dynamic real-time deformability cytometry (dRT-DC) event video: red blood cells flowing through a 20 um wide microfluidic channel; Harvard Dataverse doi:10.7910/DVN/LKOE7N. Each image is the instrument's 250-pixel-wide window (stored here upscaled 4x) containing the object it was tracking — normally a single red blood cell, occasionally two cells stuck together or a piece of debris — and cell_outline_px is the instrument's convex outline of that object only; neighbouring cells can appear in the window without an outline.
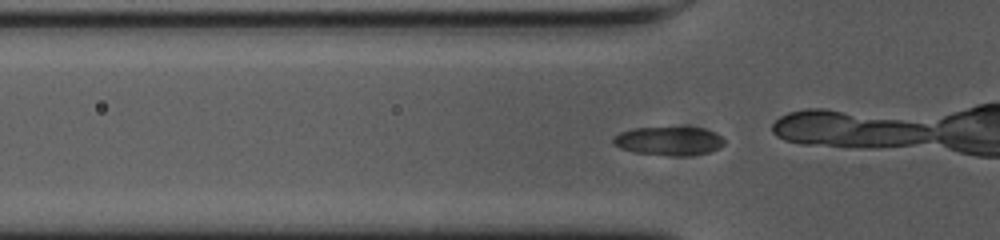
{"species": "common noctule bat (a hibernating species)", "species_latin": "Nyctalus noctula", "temperature_condition": "cold", "stored_images_in_passage": 37, "camera_frame_rate_fps": 3000, "um_per_image_px": 0.085, "animal": {"sex": "female", "body_mass_g": 23.0, "forearm_length_mm": 53.4}, "frame": {"image": 1, "passage_image": 6, "time_ms": 1.667, "image_size_px": [1000, 240], "cell_outline_px": [[724, 144], [720, 148], [708, 152], [680, 156], [636, 152], [620, 148], [612, 144], [612, 136], [620, 132], [632, 128], [704, 128], [716, 132], [724, 136]], "centroid_in_image_um": [56.86, 11.97], "position_along_channel_um": 68.9, "area_um2": 18.5}, "authors_computed_cell_mechanics": {"area_um2": 17.918, "velocity_mm_per_s": 3.6511, "shape_relaxation_time_tau1_ms": 5.3116, "shape_relaxation_time_tau2_ms": 0.9806, "deformation_change_tau1": 0.1625, "deformation_change_tau2": 0.0561}}